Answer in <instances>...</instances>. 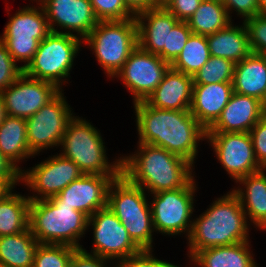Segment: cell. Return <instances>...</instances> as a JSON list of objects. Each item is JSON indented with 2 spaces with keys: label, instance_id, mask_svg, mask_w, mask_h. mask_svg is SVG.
I'll return each instance as SVG.
<instances>
[{
  "label": "cell",
  "instance_id": "obj_6",
  "mask_svg": "<svg viewBox=\"0 0 266 267\" xmlns=\"http://www.w3.org/2000/svg\"><path fill=\"white\" fill-rule=\"evenodd\" d=\"M83 43L93 51L107 77L114 78L138 46L136 19L99 21Z\"/></svg>",
  "mask_w": 266,
  "mask_h": 267
},
{
  "label": "cell",
  "instance_id": "obj_5",
  "mask_svg": "<svg viewBox=\"0 0 266 267\" xmlns=\"http://www.w3.org/2000/svg\"><path fill=\"white\" fill-rule=\"evenodd\" d=\"M92 123L74 116L68 123L60 143L62 156L73 161L84 174L108 175L116 179L121 174V156L108 161L105 142Z\"/></svg>",
  "mask_w": 266,
  "mask_h": 267
},
{
  "label": "cell",
  "instance_id": "obj_41",
  "mask_svg": "<svg viewBox=\"0 0 266 267\" xmlns=\"http://www.w3.org/2000/svg\"><path fill=\"white\" fill-rule=\"evenodd\" d=\"M222 3L231 20L232 16L230 14L233 11H236L239 17L241 16L243 22L250 17L261 14L259 0H222Z\"/></svg>",
  "mask_w": 266,
  "mask_h": 267
},
{
  "label": "cell",
  "instance_id": "obj_9",
  "mask_svg": "<svg viewBox=\"0 0 266 267\" xmlns=\"http://www.w3.org/2000/svg\"><path fill=\"white\" fill-rule=\"evenodd\" d=\"M195 180L193 178L183 188L151 194L153 200L149 204L156 233L172 237L183 233L186 238L189 237L195 208L194 197L198 188Z\"/></svg>",
  "mask_w": 266,
  "mask_h": 267
},
{
  "label": "cell",
  "instance_id": "obj_28",
  "mask_svg": "<svg viewBox=\"0 0 266 267\" xmlns=\"http://www.w3.org/2000/svg\"><path fill=\"white\" fill-rule=\"evenodd\" d=\"M38 245L30 228L21 233L0 237V266L32 267Z\"/></svg>",
  "mask_w": 266,
  "mask_h": 267
},
{
  "label": "cell",
  "instance_id": "obj_7",
  "mask_svg": "<svg viewBox=\"0 0 266 267\" xmlns=\"http://www.w3.org/2000/svg\"><path fill=\"white\" fill-rule=\"evenodd\" d=\"M81 43L83 40L74 35L51 31L39 42L32 61L23 72L32 78L54 83L63 90L62 85L70 77Z\"/></svg>",
  "mask_w": 266,
  "mask_h": 267
},
{
  "label": "cell",
  "instance_id": "obj_13",
  "mask_svg": "<svg viewBox=\"0 0 266 267\" xmlns=\"http://www.w3.org/2000/svg\"><path fill=\"white\" fill-rule=\"evenodd\" d=\"M170 67L158 55L137 46L114 78L122 81L132 95L134 104L146 101Z\"/></svg>",
  "mask_w": 266,
  "mask_h": 267
},
{
  "label": "cell",
  "instance_id": "obj_43",
  "mask_svg": "<svg viewBox=\"0 0 266 267\" xmlns=\"http://www.w3.org/2000/svg\"><path fill=\"white\" fill-rule=\"evenodd\" d=\"M203 0H172L165 8L179 21H187Z\"/></svg>",
  "mask_w": 266,
  "mask_h": 267
},
{
  "label": "cell",
  "instance_id": "obj_32",
  "mask_svg": "<svg viewBox=\"0 0 266 267\" xmlns=\"http://www.w3.org/2000/svg\"><path fill=\"white\" fill-rule=\"evenodd\" d=\"M235 63L229 59L210 56L202 68L193 75V84L233 82Z\"/></svg>",
  "mask_w": 266,
  "mask_h": 267
},
{
  "label": "cell",
  "instance_id": "obj_47",
  "mask_svg": "<svg viewBox=\"0 0 266 267\" xmlns=\"http://www.w3.org/2000/svg\"><path fill=\"white\" fill-rule=\"evenodd\" d=\"M6 116H7L6 108L4 105L2 93L0 92V125L4 122Z\"/></svg>",
  "mask_w": 266,
  "mask_h": 267
},
{
  "label": "cell",
  "instance_id": "obj_40",
  "mask_svg": "<svg viewBox=\"0 0 266 267\" xmlns=\"http://www.w3.org/2000/svg\"><path fill=\"white\" fill-rule=\"evenodd\" d=\"M258 164L266 169V115L249 131Z\"/></svg>",
  "mask_w": 266,
  "mask_h": 267
},
{
  "label": "cell",
  "instance_id": "obj_10",
  "mask_svg": "<svg viewBox=\"0 0 266 267\" xmlns=\"http://www.w3.org/2000/svg\"><path fill=\"white\" fill-rule=\"evenodd\" d=\"M62 92L26 119L28 147L34 155L60 147L66 127L75 116Z\"/></svg>",
  "mask_w": 266,
  "mask_h": 267
},
{
  "label": "cell",
  "instance_id": "obj_30",
  "mask_svg": "<svg viewBox=\"0 0 266 267\" xmlns=\"http://www.w3.org/2000/svg\"><path fill=\"white\" fill-rule=\"evenodd\" d=\"M186 22L193 34L208 36L225 28L232 20L222 0H203Z\"/></svg>",
  "mask_w": 266,
  "mask_h": 267
},
{
  "label": "cell",
  "instance_id": "obj_16",
  "mask_svg": "<svg viewBox=\"0 0 266 267\" xmlns=\"http://www.w3.org/2000/svg\"><path fill=\"white\" fill-rule=\"evenodd\" d=\"M60 91L54 83L32 78L23 72L1 93L7 115L27 119Z\"/></svg>",
  "mask_w": 266,
  "mask_h": 267
},
{
  "label": "cell",
  "instance_id": "obj_42",
  "mask_svg": "<svg viewBox=\"0 0 266 267\" xmlns=\"http://www.w3.org/2000/svg\"><path fill=\"white\" fill-rule=\"evenodd\" d=\"M110 262V265L108 263ZM114 267V262L91 254L84 247L73 252L69 267ZM112 265V266H111Z\"/></svg>",
  "mask_w": 266,
  "mask_h": 267
},
{
  "label": "cell",
  "instance_id": "obj_14",
  "mask_svg": "<svg viewBox=\"0 0 266 267\" xmlns=\"http://www.w3.org/2000/svg\"><path fill=\"white\" fill-rule=\"evenodd\" d=\"M206 141L235 182L244 176L263 169L257 162L249 132L207 133Z\"/></svg>",
  "mask_w": 266,
  "mask_h": 267
},
{
  "label": "cell",
  "instance_id": "obj_33",
  "mask_svg": "<svg viewBox=\"0 0 266 267\" xmlns=\"http://www.w3.org/2000/svg\"><path fill=\"white\" fill-rule=\"evenodd\" d=\"M76 248L62 244H39L32 267H69Z\"/></svg>",
  "mask_w": 266,
  "mask_h": 267
},
{
  "label": "cell",
  "instance_id": "obj_3",
  "mask_svg": "<svg viewBox=\"0 0 266 267\" xmlns=\"http://www.w3.org/2000/svg\"><path fill=\"white\" fill-rule=\"evenodd\" d=\"M249 226L250 222L240 200L232 191L227 192L226 195L216 198L199 217L193 219L187 238L188 259L206 248L250 241Z\"/></svg>",
  "mask_w": 266,
  "mask_h": 267
},
{
  "label": "cell",
  "instance_id": "obj_4",
  "mask_svg": "<svg viewBox=\"0 0 266 267\" xmlns=\"http://www.w3.org/2000/svg\"><path fill=\"white\" fill-rule=\"evenodd\" d=\"M29 228L39 244H62L82 248L79 243L88 229V217L56 195L49 199L30 200ZM84 235V236H83Z\"/></svg>",
  "mask_w": 266,
  "mask_h": 267
},
{
  "label": "cell",
  "instance_id": "obj_39",
  "mask_svg": "<svg viewBox=\"0 0 266 267\" xmlns=\"http://www.w3.org/2000/svg\"><path fill=\"white\" fill-rule=\"evenodd\" d=\"M153 250H142L136 255L114 263V267H179L153 256ZM181 267V266H180Z\"/></svg>",
  "mask_w": 266,
  "mask_h": 267
},
{
  "label": "cell",
  "instance_id": "obj_22",
  "mask_svg": "<svg viewBox=\"0 0 266 267\" xmlns=\"http://www.w3.org/2000/svg\"><path fill=\"white\" fill-rule=\"evenodd\" d=\"M192 94L193 77L170 67L146 102L158 109L190 110Z\"/></svg>",
  "mask_w": 266,
  "mask_h": 267
},
{
  "label": "cell",
  "instance_id": "obj_1",
  "mask_svg": "<svg viewBox=\"0 0 266 267\" xmlns=\"http://www.w3.org/2000/svg\"><path fill=\"white\" fill-rule=\"evenodd\" d=\"M138 143L161 147L195 164L200 140L207 130L190 110H166L150 106L146 101L134 103Z\"/></svg>",
  "mask_w": 266,
  "mask_h": 267
},
{
  "label": "cell",
  "instance_id": "obj_12",
  "mask_svg": "<svg viewBox=\"0 0 266 267\" xmlns=\"http://www.w3.org/2000/svg\"><path fill=\"white\" fill-rule=\"evenodd\" d=\"M83 174L73 161L57 153L35 164L32 169L22 170L21 183L33 192V195H28L30 200H43L58 195Z\"/></svg>",
  "mask_w": 266,
  "mask_h": 267
},
{
  "label": "cell",
  "instance_id": "obj_50",
  "mask_svg": "<svg viewBox=\"0 0 266 267\" xmlns=\"http://www.w3.org/2000/svg\"><path fill=\"white\" fill-rule=\"evenodd\" d=\"M261 13H266V0H259Z\"/></svg>",
  "mask_w": 266,
  "mask_h": 267
},
{
  "label": "cell",
  "instance_id": "obj_37",
  "mask_svg": "<svg viewBox=\"0 0 266 267\" xmlns=\"http://www.w3.org/2000/svg\"><path fill=\"white\" fill-rule=\"evenodd\" d=\"M244 23L247 27L251 51L266 56V13L250 17Z\"/></svg>",
  "mask_w": 266,
  "mask_h": 267
},
{
  "label": "cell",
  "instance_id": "obj_29",
  "mask_svg": "<svg viewBox=\"0 0 266 267\" xmlns=\"http://www.w3.org/2000/svg\"><path fill=\"white\" fill-rule=\"evenodd\" d=\"M29 207L28 196L14 193V190L0 201V237L21 233L29 228Z\"/></svg>",
  "mask_w": 266,
  "mask_h": 267
},
{
  "label": "cell",
  "instance_id": "obj_2",
  "mask_svg": "<svg viewBox=\"0 0 266 267\" xmlns=\"http://www.w3.org/2000/svg\"><path fill=\"white\" fill-rule=\"evenodd\" d=\"M137 144V152L121 157V174L131 183L155 194L183 188L194 178L195 165L183 157L161 147Z\"/></svg>",
  "mask_w": 266,
  "mask_h": 267
},
{
  "label": "cell",
  "instance_id": "obj_18",
  "mask_svg": "<svg viewBox=\"0 0 266 267\" xmlns=\"http://www.w3.org/2000/svg\"><path fill=\"white\" fill-rule=\"evenodd\" d=\"M263 115L259 99L233 92L219 118L207 133L249 132Z\"/></svg>",
  "mask_w": 266,
  "mask_h": 267
},
{
  "label": "cell",
  "instance_id": "obj_34",
  "mask_svg": "<svg viewBox=\"0 0 266 267\" xmlns=\"http://www.w3.org/2000/svg\"><path fill=\"white\" fill-rule=\"evenodd\" d=\"M131 239L142 249H153L154 226L152 217L118 218ZM153 233V234H152Z\"/></svg>",
  "mask_w": 266,
  "mask_h": 267
},
{
  "label": "cell",
  "instance_id": "obj_31",
  "mask_svg": "<svg viewBox=\"0 0 266 267\" xmlns=\"http://www.w3.org/2000/svg\"><path fill=\"white\" fill-rule=\"evenodd\" d=\"M209 58L207 36L192 33L181 53L170 66L176 71L193 77Z\"/></svg>",
  "mask_w": 266,
  "mask_h": 267
},
{
  "label": "cell",
  "instance_id": "obj_38",
  "mask_svg": "<svg viewBox=\"0 0 266 267\" xmlns=\"http://www.w3.org/2000/svg\"><path fill=\"white\" fill-rule=\"evenodd\" d=\"M22 73L23 69L17 65L0 39V92L9 87Z\"/></svg>",
  "mask_w": 266,
  "mask_h": 267
},
{
  "label": "cell",
  "instance_id": "obj_11",
  "mask_svg": "<svg viewBox=\"0 0 266 267\" xmlns=\"http://www.w3.org/2000/svg\"><path fill=\"white\" fill-rule=\"evenodd\" d=\"M89 227L93 228L91 254L115 263L142 251L108 207L97 210L88 218V229Z\"/></svg>",
  "mask_w": 266,
  "mask_h": 267
},
{
  "label": "cell",
  "instance_id": "obj_44",
  "mask_svg": "<svg viewBox=\"0 0 266 267\" xmlns=\"http://www.w3.org/2000/svg\"><path fill=\"white\" fill-rule=\"evenodd\" d=\"M21 182V172L0 151V183L17 185Z\"/></svg>",
  "mask_w": 266,
  "mask_h": 267
},
{
  "label": "cell",
  "instance_id": "obj_21",
  "mask_svg": "<svg viewBox=\"0 0 266 267\" xmlns=\"http://www.w3.org/2000/svg\"><path fill=\"white\" fill-rule=\"evenodd\" d=\"M232 93V82L193 84L190 112L208 130L219 118Z\"/></svg>",
  "mask_w": 266,
  "mask_h": 267
},
{
  "label": "cell",
  "instance_id": "obj_26",
  "mask_svg": "<svg viewBox=\"0 0 266 267\" xmlns=\"http://www.w3.org/2000/svg\"><path fill=\"white\" fill-rule=\"evenodd\" d=\"M249 242L206 248L198 251L189 261L199 267H258Z\"/></svg>",
  "mask_w": 266,
  "mask_h": 267
},
{
  "label": "cell",
  "instance_id": "obj_24",
  "mask_svg": "<svg viewBox=\"0 0 266 267\" xmlns=\"http://www.w3.org/2000/svg\"><path fill=\"white\" fill-rule=\"evenodd\" d=\"M229 23L225 28L207 36L210 56L226 58L235 64L246 58L252 51L244 22L242 25Z\"/></svg>",
  "mask_w": 266,
  "mask_h": 267
},
{
  "label": "cell",
  "instance_id": "obj_19",
  "mask_svg": "<svg viewBox=\"0 0 266 267\" xmlns=\"http://www.w3.org/2000/svg\"><path fill=\"white\" fill-rule=\"evenodd\" d=\"M138 28V46L163 59L168 31L179 21L166 8H152L135 15Z\"/></svg>",
  "mask_w": 266,
  "mask_h": 267
},
{
  "label": "cell",
  "instance_id": "obj_17",
  "mask_svg": "<svg viewBox=\"0 0 266 267\" xmlns=\"http://www.w3.org/2000/svg\"><path fill=\"white\" fill-rule=\"evenodd\" d=\"M113 180L108 175L83 174L57 196L62 205L73 207L89 218L97 210L107 207L108 189Z\"/></svg>",
  "mask_w": 266,
  "mask_h": 267
},
{
  "label": "cell",
  "instance_id": "obj_25",
  "mask_svg": "<svg viewBox=\"0 0 266 267\" xmlns=\"http://www.w3.org/2000/svg\"><path fill=\"white\" fill-rule=\"evenodd\" d=\"M232 83L233 92L261 101L266 90V56L251 52L236 63Z\"/></svg>",
  "mask_w": 266,
  "mask_h": 267
},
{
  "label": "cell",
  "instance_id": "obj_45",
  "mask_svg": "<svg viewBox=\"0 0 266 267\" xmlns=\"http://www.w3.org/2000/svg\"><path fill=\"white\" fill-rule=\"evenodd\" d=\"M126 7L134 14L156 8L155 0H123Z\"/></svg>",
  "mask_w": 266,
  "mask_h": 267
},
{
  "label": "cell",
  "instance_id": "obj_49",
  "mask_svg": "<svg viewBox=\"0 0 266 267\" xmlns=\"http://www.w3.org/2000/svg\"><path fill=\"white\" fill-rule=\"evenodd\" d=\"M261 106H262L263 114L266 115V90L261 100Z\"/></svg>",
  "mask_w": 266,
  "mask_h": 267
},
{
  "label": "cell",
  "instance_id": "obj_8",
  "mask_svg": "<svg viewBox=\"0 0 266 267\" xmlns=\"http://www.w3.org/2000/svg\"><path fill=\"white\" fill-rule=\"evenodd\" d=\"M25 6L10 17L0 36L12 58L25 69L32 61L41 42L51 32L42 6Z\"/></svg>",
  "mask_w": 266,
  "mask_h": 267
},
{
  "label": "cell",
  "instance_id": "obj_27",
  "mask_svg": "<svg viewBox=\"0 0 266 267\" xmlns=\"http://www.w3.org/2000/svg\"><path fill=\"white\" fill-rule=\"evenodd\" d=\"M0 151L20 172L22 168L17 164L27 158H34L35 155L28 147L26 119L6 116L0 125Z\"/></svg>",
  "mask_w": 266,
  "mask_h": 267
},
{
  "label": "cell",
  "instance_id": "obj_46",
  "mask_svg": "<svg viewBox=\"0 0 266 267\" xmlns=\"http://www.w3.org/2000/svg\"><path fill=\"white\" fill-rule=\"evenodd\" d=\"M15 188V185H4L0 183V201Z\"/></svg>",
  "mask_w": 266,
  "mask_h": 267
},
{
  "label": "cell",
  "instance_id": "obj_35",
  "mask_svg": "<svg viewBox=\"0 0 266 267\" xmlns=\"http://www.w3.org/2000/svg\"><path fill=\"white\" fill-rule=\"evenodd\" d=\"M99 21H124L135 18L123 0H90Z\"/></svg>",
  "mask_w": 266,
  "mask_h": 267
},
{
  "label": "cell",
  "instance_id": "obj_23",
  "mask_svg": "<svg viewBox=\"0 0 266 267\" xmlns=\"http://www.w3.org/2000/svg\"><path fill=\"white\" fill-rule=\"evenodd\" d=\"M237 183L231 191L240 200L250 225L266 231V169L241 177Z\"/></svg>",
  "mask_w": 266,
  "mask_h": 267
},
{
  "label": "cell",
  "instance_id": "obj_48",
  "mask_svg": "<svg viewBox=\"0 0 266 267\" xmlns=\"http://www.w3.org/2000/svg\"><path fill=\"white\" fill-rule=\"evenodd\" d=\"M172 0H155L157 8H165Z\"/></svg>",
  "mask_w": 266,
  "mask_h": 267
},
{
  "label": "cell",
  "instance_id": "obj_15",
  "mask_svg": "<svg viewBox=\"0 0 266 267\" xmlns=\"http://www.w3.org/2000/svg\"><path fill=\"white\" fill-rule=\"evenodd\" d=\"M35 2L42 6L52 32L70 34L84 40L99 22L90 0H36Z\"/></svg>",
  "mask_w": 266,
  "mask_h": 267
},
{
  "label": "cell",
  "instance_id": "obj_36",
  "mask_svg": "<svg viewBox=\"0 0 266 267\" xmlns=\"http://www.w3.org/2000/svg\"><path fill=\"white\" fill-rule=\"evenodd\" d=\"M192 34L186 21H178L168 31L167 47L163 48V60L170 65L175 61Z\"/></svg>",
  "mask_w": 266,
  "mask_h": 267
},
{
  "label": "cell",
  "instance_id": "obj_20",
  "mask_svg": "<svg viewBox=\"0 0 266 267\" xmlns=\"http://www.w3.org/2000/svg\"><path fill=\"white\" fill-rule=\"evenodd\" d=\"M146 193L120 174L109 186L107 207L117 218L152 217Z\"/></svg>",
  "mask_w": 266,
  "mask_h": 267
}]
</instances>
